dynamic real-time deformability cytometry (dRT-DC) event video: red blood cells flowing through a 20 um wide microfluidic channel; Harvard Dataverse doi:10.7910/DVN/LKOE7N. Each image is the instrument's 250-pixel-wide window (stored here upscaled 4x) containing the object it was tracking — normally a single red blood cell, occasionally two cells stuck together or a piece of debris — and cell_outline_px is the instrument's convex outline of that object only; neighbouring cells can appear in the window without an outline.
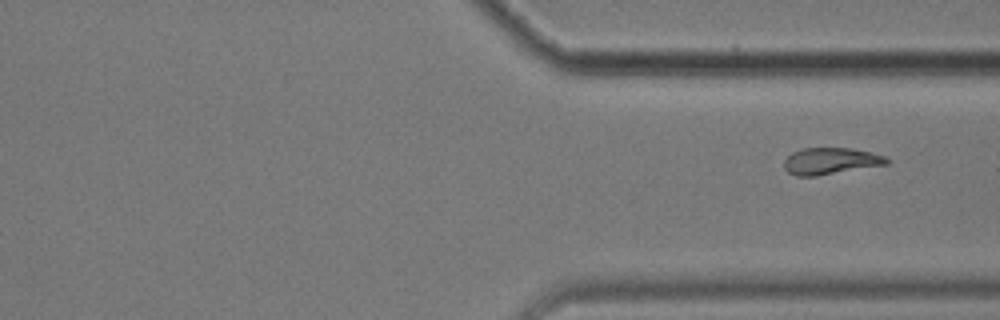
{"species": "common noctule bat (a hibernating species)", "species_latin": "Nyctalus noctula", "temperature_condition": "cold", "stored_images_in_passage": 12, "segment_of_instrument_passage": [2, 2], "camera_frame_rate_fps": 3000, "um_per_image_px": 0.085, "animal": {"sex": "male", "body_mass_g": 17.9}, "frame": {"image": 1, "passage_image": 12, "time_ms": 19.667, "image_size_px": [1000, 320], "cell_outline_px": [[892, 160], [888, 164], [816, 176], [796, 176], [788, 172], [784, 168], [784, 160], [792, 152], [800, 148], [852, 148], [884, 156]], "centroid_in_image_um": [70.59, 13.69], "position_along_channel_um": 340.8, "area_um2": 15.95}}